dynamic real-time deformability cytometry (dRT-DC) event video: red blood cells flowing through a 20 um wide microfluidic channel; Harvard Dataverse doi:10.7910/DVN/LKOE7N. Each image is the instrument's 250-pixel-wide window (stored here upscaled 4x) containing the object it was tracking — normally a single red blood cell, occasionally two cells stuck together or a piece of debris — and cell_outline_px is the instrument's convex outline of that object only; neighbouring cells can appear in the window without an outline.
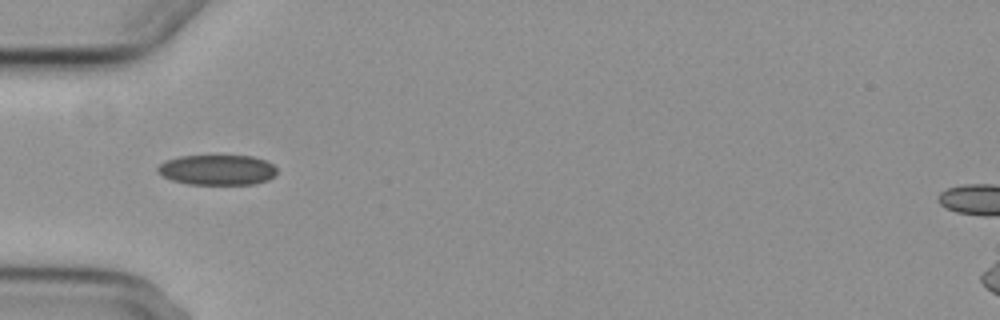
{"species": "common noctule bat (a hibernating species)", "species_latin": "Nyctalus noctula", "temperature_condition": "cold", "stored_images_in_passage": 1, "camera_frame_rate_fps": 3000, "um_per_image_px": 0.085, "animal": {"sex": "female", "body_mass_g": 29.2, "forearm_length_mm": 56.3}, "frame": {"image": 1, "passage_image": 1, "time_ms": 0.0, "image_size_px": [1000, 320], "cell_outline_px": [[276, 172], [268, 180], [252, 184], [188, 184], [172, 180], [156, 172], [156, 168], [160, 164], [168, 160], [180, 156], [252, 156], [264, 160], [272, 164], [276, 168]], "centroid_in_image_um": [18.45, 14.44], "position_along_channel_um": 66.6, "area_um2": 20.81}}